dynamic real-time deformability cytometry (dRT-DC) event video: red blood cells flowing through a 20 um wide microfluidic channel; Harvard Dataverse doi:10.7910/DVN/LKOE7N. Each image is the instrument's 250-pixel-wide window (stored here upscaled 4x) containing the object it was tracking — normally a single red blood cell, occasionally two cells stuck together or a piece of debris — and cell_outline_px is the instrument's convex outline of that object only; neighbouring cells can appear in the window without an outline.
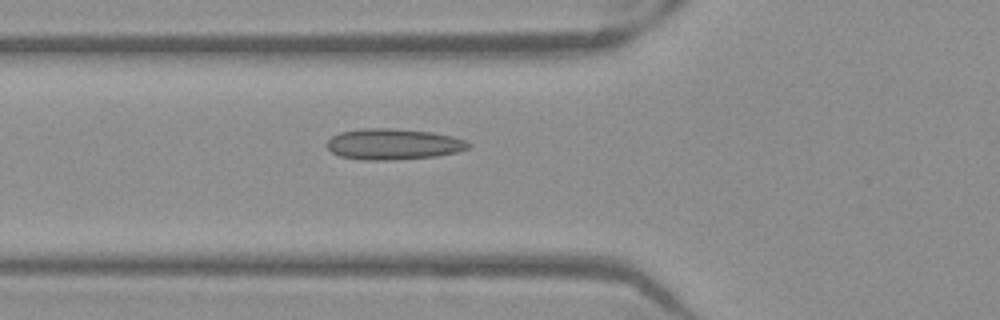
{"species": "Egyptian fruit bat (a non-hibernating species)", "species_latin": "Rousettus aegyptiacus", "temperature_condition": "warm", "stored_images_in_passage": 52, "camera_frame_rate_fps": 3000, "um_per_image_px": 0.085, "frame": {"image": 1, "passage_image": 19, "time_ms": 6.0, "image_size_px": [1000, 320], "cell_outline_px": [[472, 144], [468, 148], [456, 152], [436, 156], [396, 160], [360, 160], [340, 156], [332, 152], [324, 144], [332, 136], [340, 132], [364, 128], [392, 128], [432, 132], [452, 136], [464, 140]], "centroid_in_image_um": [33.4, 12.25], "position_along_channel_um": 92.4, "area_um2": 25.66}}
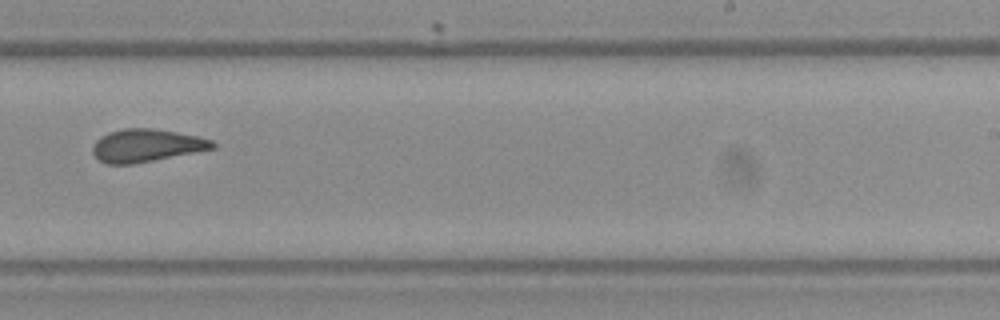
{"frame": {"image": 2, "passage_image": 33, "time_ms": 10.667, "image_size_px": [1000, 320], "cell_outline_px": [[216, 148], [132, 164], [108, 164], [100, 160], [92, 152], [92, 148], [96, 140], [100, 136], [108, 132], [124, 128], [152, 128], [176, 132], [196, 136], [212, 140], [216, 144]], "centroid_in_image_um": [12.43, 12.36], "position_along_channel_um": 276.6, "area_um2": 22.72}}
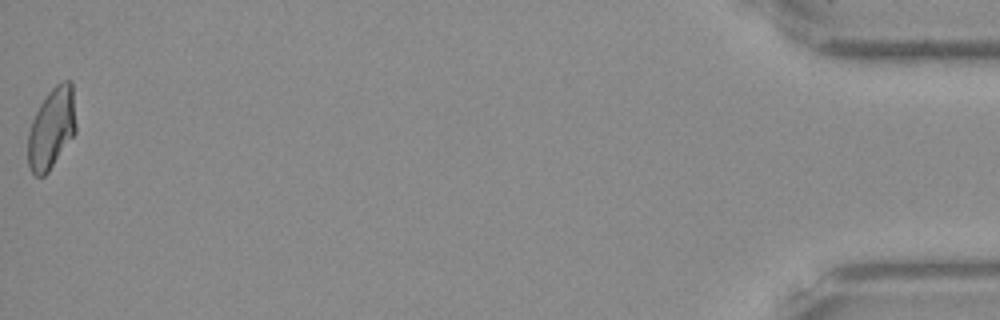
{"frame": {"image": 3, "passage_image": 52, "time_ms": 17.0, "image_size_px": [1000, 320], "cell_outline_px": [[76, 132], [48, 172], [44, 176], [36, 176], [32, 172], [28, 164], [28, 132], [32, 120], [40, 104], [48, 92], [60, 80], [72, 80], [76, 124]], "centroid_in_image_um": [4.39, 10.88], "position_along_channel_um": 430.8, "area_um2": 22.72}, "authors_computed_cell_mechanics": {"area_um2": 23.4379, "velocity_mm_per_s": 3.9313, "shape_relaxation_time_tau1_ms": null, "shape_relaxation_time_tau2_ms": 1.6254, "deformation_change_tau1": null, "deformation_change_tau2": 0.0901}}